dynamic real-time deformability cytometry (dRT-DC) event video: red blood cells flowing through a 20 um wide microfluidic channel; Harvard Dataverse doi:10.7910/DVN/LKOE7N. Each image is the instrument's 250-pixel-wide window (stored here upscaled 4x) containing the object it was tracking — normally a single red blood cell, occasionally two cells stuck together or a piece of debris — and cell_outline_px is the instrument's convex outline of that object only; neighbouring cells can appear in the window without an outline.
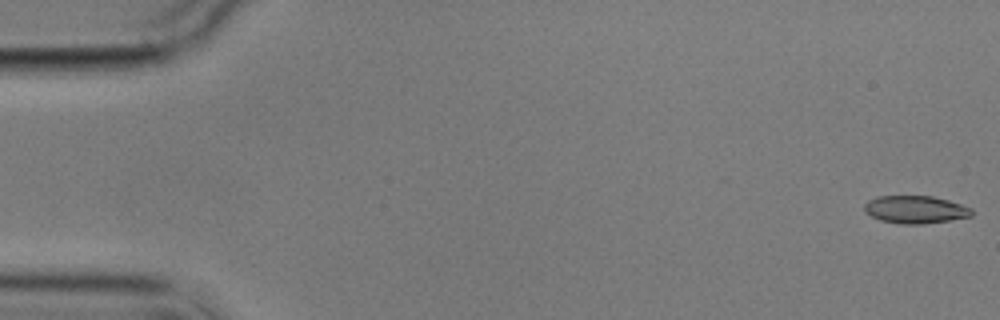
{"species": "common noctule bat (a hibernating species)", "species_latin": "Nyctalus noctula", "temperature_condition": "cold", "stored_images_in_passage": 7, "camera_frame_rate_fps": 3000, "um_per_image_px": 0.085, "animal": {"sex": "male", "body_mass_g": 17.9}, "frame": {"image": 1, "passage_image": 1, "time_ms": 0.0, "image_size_px": [1000, 320], "cell_outline_px": [[972, 216], [924, 224], [900, 224], [880, 220], [864, 212], [864, 204], [868, 200], [876, 196], [932, 196], [948, 200], [972, 208]], "centroid_in_image_um": [77.77, 17.81], "position_along_channel_um": 7.2, "area_um2": 17.34}}
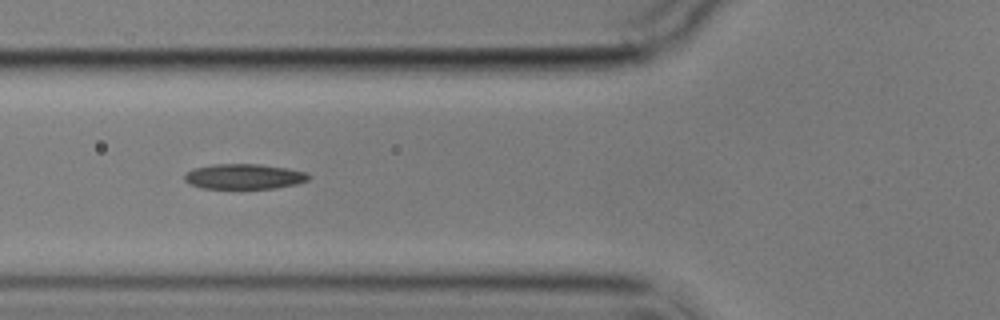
{"frame": {"image": 2, "passage_image": 6, "time_ms": 6.667, "image_size_px": [1000, 320], "cell_outline_px": [[312, 176], [308, 180], [296, 184], [276, 188], [200, 188], [188, 184], [184, 180], [184, 176], [192, 168], [212, 164], [260, 164], [288, 168], [308, 172]], "centroid_in_image_um": [20.76, 14.99], "position_along_channel_um": 105.0, "area_um2": 18.44}}
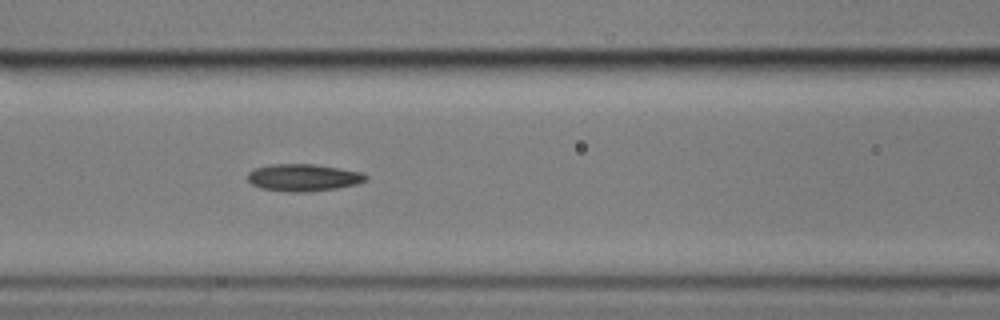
{"frame": {"image": 3, "passage_image": 7, "time_ms": 7.667, "image_size_px": [1000, 320], "cell_outline_px": [[368, 180], [356, 184], [336, 188], [308, 192], [288, 192], [260, 188], [252, 184], [248, 180], [248, 172], [252, 168], [268, 164], [312, 164], [340, 168], [360, 172], [368, 176]], "centroid_in_image_um": [25.75, 15.09], "position_along_channel_um": 140.8, "area_um2": 18.84}}